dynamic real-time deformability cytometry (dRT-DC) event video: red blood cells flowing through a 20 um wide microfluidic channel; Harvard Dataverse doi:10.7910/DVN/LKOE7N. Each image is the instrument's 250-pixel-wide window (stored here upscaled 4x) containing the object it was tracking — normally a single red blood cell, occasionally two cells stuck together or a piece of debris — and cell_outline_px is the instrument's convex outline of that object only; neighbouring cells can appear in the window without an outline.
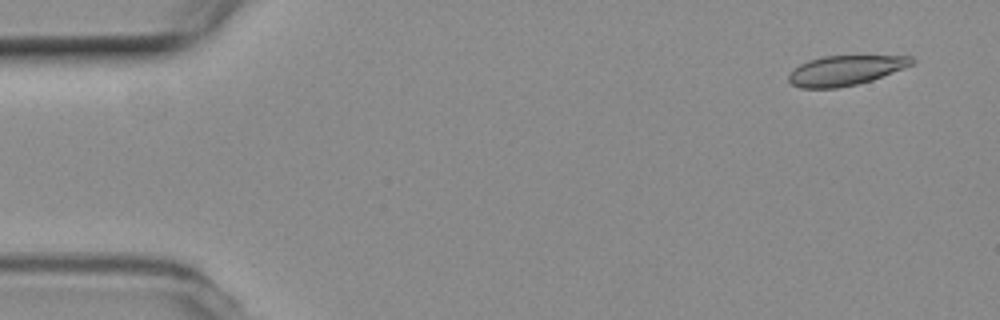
{"species": "common noctule bat (a hibernating species)", "species_latin": "Nyctalus noctula", "temperature_condition": "room temperature", "stored_images_in_passage": 54, "camera_frame_rate_fps": 3000, "um_per_image_px": 0.085, "animal": {"sex": "female", "body_mass_g": 19.3, "forearm_length_mm": 54.1}, "frame": {"image": 1, "passage_image": 3, "time_ms": 0.667, "image_size_px": [1000, 320], "cell_outline_px": [[916, 60], [912, 64], [904, 68], [872, 80], [856, 84], [836, 88], [800, 88], [792, 84], [788, 80], [788, 76], [800, 64], [808, 60], [824, 56], [912, 56]], "centroid_in_image_um": [71.86, 5.98], "position_along_channel_um": 13.1, "area_um2": 21.21}}
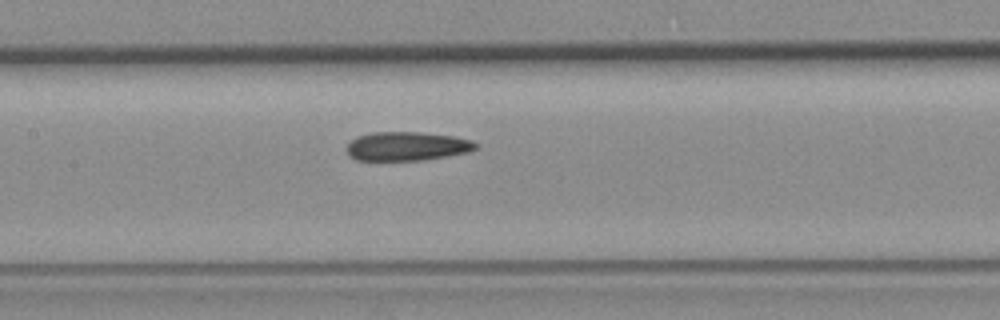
{"frame": {"image": 2, "passage_image": 25, "time_ms": 8.0, "image_size_px": [1000, 320], "cell_outline_px": [[480, 144], [476, 148], [468, 152], [424, 160], [356, 160], [348, 156], [344, 148], [356, 136], [372, 132], [420, 132], [452, 136], [472, 140]], "centroid_in_image_um": [34.55, 12.43], "position_along_channel_um": 172.8, "area_um2": 21.91}}
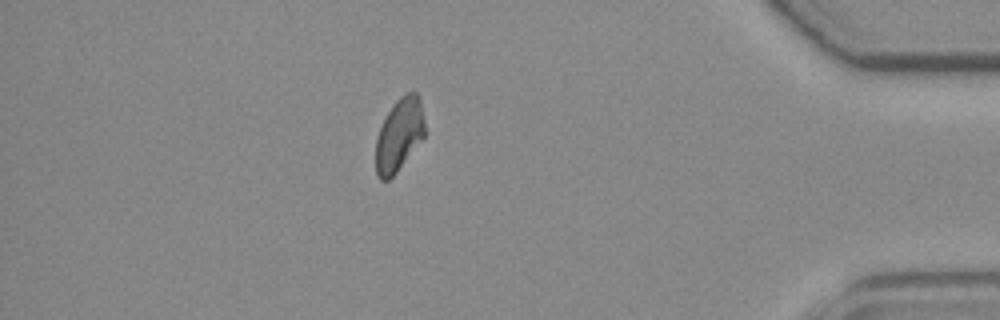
{"frame": {"image": 3, "passage_image": 47, "time_ms": 15.333, "image_size_px": [1000, 320], "cell_outline_px": [[424, 136], [396, 172], [388, 180], [380, 180], [376, 172], [376, 140], [380, 128], [388, 112], [396, 100], [404, 92], [416, 92], [420, 96], [424, 120]], "centroid_in_image_um": [33.93, 11.42], "position_along_channel_um": 401.3, "area_um2": 20.52}, "authors_computed_cell_mechanics": {"area_um2": 22.1085, "velocity_mm_per_s": 3.7409, "shape_relaxation_time_tau1_ms": null, "shape_relaxation_time_tau2_ms": 7.5486, "deformation_change_tau1": null, "deformation_change_tau2": 0.1179}}